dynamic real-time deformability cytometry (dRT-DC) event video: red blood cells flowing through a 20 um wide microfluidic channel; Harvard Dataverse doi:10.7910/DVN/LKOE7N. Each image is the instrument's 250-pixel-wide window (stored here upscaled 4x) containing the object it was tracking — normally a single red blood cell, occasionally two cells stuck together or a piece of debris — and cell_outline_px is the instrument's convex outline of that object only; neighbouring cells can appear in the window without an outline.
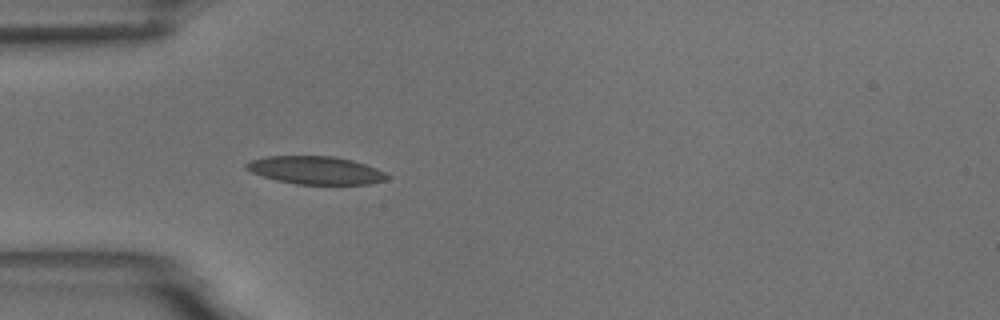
{"species": "common noctule bat (a hibernating species)", "species_latin": "Nyctalus noctula", "temperature_condition": "room temperature", "stored_images_in_passage": 9, "camera_frame_rate_fps": 3000, "um_per_image_px": 0.085, "animal": {"sex": "male", "body_mass_g": 18.8}, "frame": {"image": 1, "passage_image": 1, "time_ms": 0.0, "image_size_px": [1000, 320], "cell_outline_px": [[392, 176], [388, 180], [368, 184], [296, 184], [276, 180], [252, 172], [244, 168], [244, 164], [252, 160], [268, 156], [332, 156], [352, 160], [376, 168]], "centroid_in_image_um": [26.86, 14.47], "position_along_channel_um": 58.1, "area_um2": 22.89}}
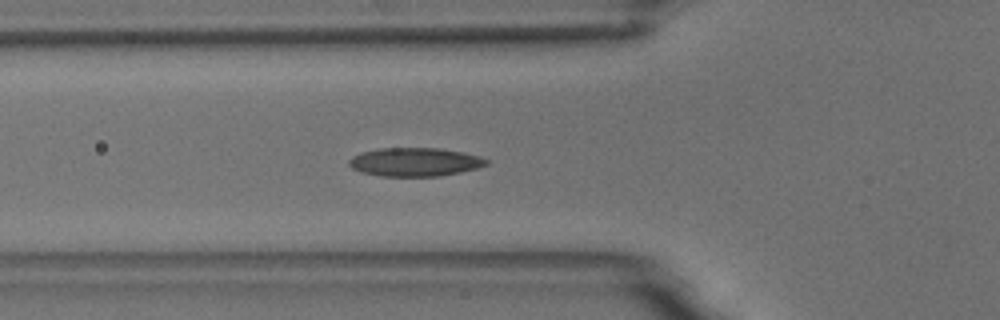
{"frame": {"image": 2, "passage_image": 4, "time_ms": 1.0, "image_size_px": [1000, 320], "cell_outline_px": [[488, 164], [476, 168], [460, 172], [440, 176], [380, 176], [360, 172], [352, 168], [348, 164], [348, 160], [352, 156], [360, 152], [376, 148], [440, 148], [480, 156], [488, 160]], "centroid_in_image_um": [35.21, 13.76], "position_along_channel_um": 90.6, "area_um2": 22.95}}